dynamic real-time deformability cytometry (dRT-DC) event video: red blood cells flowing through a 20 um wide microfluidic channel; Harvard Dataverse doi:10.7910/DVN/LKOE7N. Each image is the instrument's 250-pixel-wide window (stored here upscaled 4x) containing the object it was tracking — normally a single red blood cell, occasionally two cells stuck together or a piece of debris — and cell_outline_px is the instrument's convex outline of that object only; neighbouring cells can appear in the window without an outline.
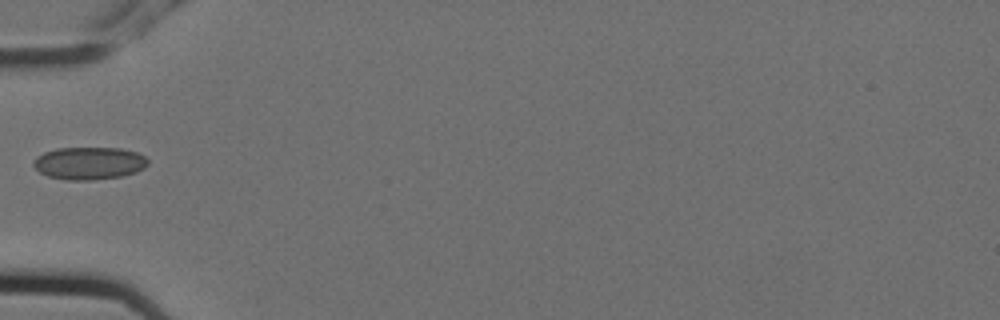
{"species": "Egyptian fruit bat (a non-hibernating species)", "species_latin": "Rousettus aegyptiacus", "temperature_condition": "cold", "stored_images_in_passage": 1, "camera_frame_rate_fps": 3000, "um_per_image_px": 0.085, "animal": {"sex": "female"}, "frame": {"image": 1, "passage_image": 1, "time_ms": 0.0, "image_size_px": [1000, 320], "cell_outline_px": [[148, 164], [144, 168], [136, 172], [120, 176], [92, 180], [68, 180], [48, 176], [40, 172], [32, 164], [36, 156], [44, 152], [56, 148], [120, 148], [136, 152], [144, 156], [148, 160]], "centroid_in_image_um": [7.56, 13.87], "position_along_channel_um": 77.4, "area_um2": 21.68}}